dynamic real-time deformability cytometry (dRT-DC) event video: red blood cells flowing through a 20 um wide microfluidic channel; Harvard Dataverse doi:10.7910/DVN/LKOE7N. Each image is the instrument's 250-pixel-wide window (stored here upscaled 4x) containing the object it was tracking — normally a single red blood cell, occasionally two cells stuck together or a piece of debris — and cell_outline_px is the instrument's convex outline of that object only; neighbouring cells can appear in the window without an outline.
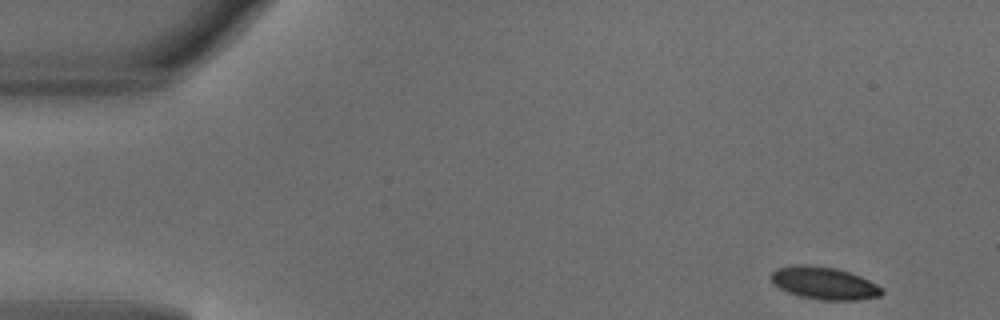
{"species": "common noctule bat (a hibernating species)", "species_latin": "Nyctalus noctula", "temperature_condition": "warm", "stored_images_in_passage": 46, "camera_frame_rate_fps": 3000, "um_per_image_px": 0.085, "animal": {"sex": "male", "body_mass_g": 18.8}, "frame": {"image": 1, "passage_image": 1, "time_ms": 0.0, "image_size_px": [1000, 320], "cell_outline_px": [[884, 292], [880, 296], [856, 300], [820, 300], [800, 296], [788, 292], [780, 288], [772, 280], [772, 272], [776, 268], [796, 264], [804, 264], [836, 268], [860, 276], [884, 288]], "centroid_in_image_um": [70.08, 24.07], "position_along_channel_um": 14.9, "area_um2": 20.87}}
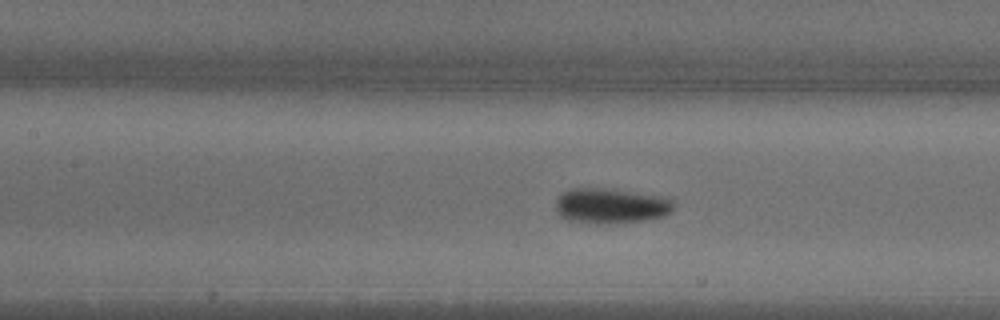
{"frame": {"image": 2, "passage_image": 19, "time_ms": 6.0, "image_size_px": [1000, 320], "cell_outline_px": [[676, 200], [672, 212], [664, 216], [648, 220], [596, 224], [568, 220], [560, 216], [556, 212], [556, 200], [568, 188], [604, 188], [668, 196]], "centroid_in_image_um": [51.98, 17.48], "position_along_channel_um": 155.4, "area_um2": 24.68}}
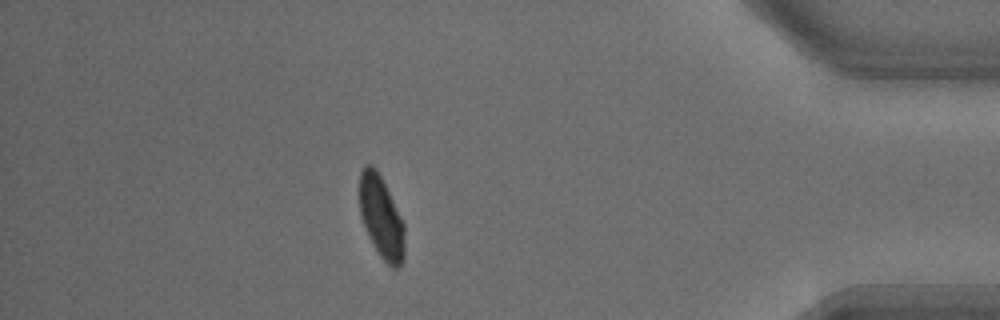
{"frame": {"image": 3, "passage_image": 40, "time_ms": 13.0, "image_size_px": [1000, 320], "cell_outline_px": [[404, 260], [396, 268], [392, 268], [380, 256], [372, 244], [360, 216], [360, 172], [368, 164], [372, 164], [376, 168], [404, 224]], "centroid_in_image_um": [32.4, 18.5], "position_along_channel_um": 402.8, "area_um2": 21.21}, "authors_computed_cell_mechanics": {"area_um2": 22.1952, "velocity_mm_per_s": 4.1406, "shape_relaxation_time_tau1_ms": 2.0535, "shape_relaxation_time_tau2_ms": null, "deformation_change_tau1": 0.1154, "deformation_change_tau2": null}}